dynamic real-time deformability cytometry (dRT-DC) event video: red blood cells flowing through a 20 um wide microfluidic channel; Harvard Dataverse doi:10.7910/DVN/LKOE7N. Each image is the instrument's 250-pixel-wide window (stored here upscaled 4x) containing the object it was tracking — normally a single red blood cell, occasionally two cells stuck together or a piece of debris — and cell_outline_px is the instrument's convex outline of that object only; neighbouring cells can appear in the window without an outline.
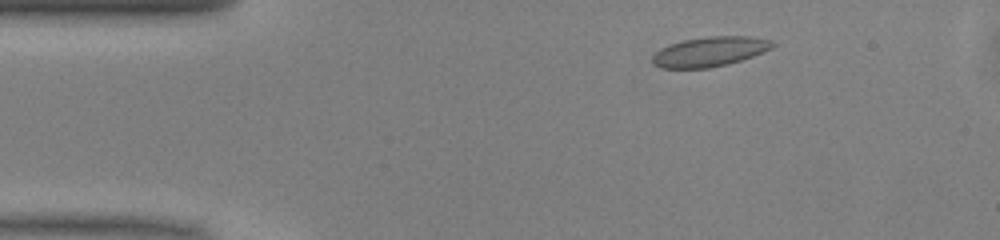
{"species": "common noctule bat (a hibernating species)", "species_latin": "Nyctalus noctula", "temperature_condition": "warm", "stored_images_in_passage": 37, "camera_frame_rate_fps": 3000, "um_per_image_px": 0.085, "animal": {"sex": "male", "body_mass_g": 13.0, "forearm_length_mm": 53.1}, "frame": {"image": 1, "passage_image": 5, "time_ms": 1.333, "image_size_px": [1000, 240], "cell_outline_px": [[776, 44], [772, 48], [752, 56], [728, 64], [708, 68], [660, 68], [652, 64], [652, 56], [660, 48], [668, 44], [684, 40], [708, 36], [752, 36], [772, 40]], "centroid_in_image_um": [60.31, 4.38], "position_along_channel_um": 24.7, "area_um2": 20.92}}
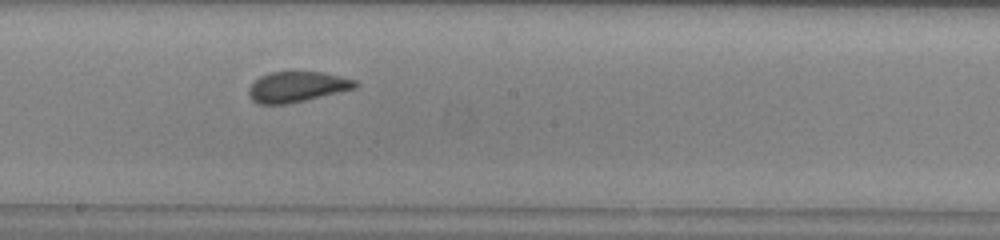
{"frame": {"image": 2, "passage_image": 24, "time_ms": 7.667, "image_size_px": [1000, 240], "cell_outline_px": [[360, 84], [356, 88], [288, 104], [260, 104], [252, 100], [248, 92], [248, 88], [260, 76], [272, 72], [320, 72], [340, 76], [356, 80]], "centroid_in_image_um": [25.26, 7.38], "position_along_channel_um": 222.9, "area_um2": 18.79}}
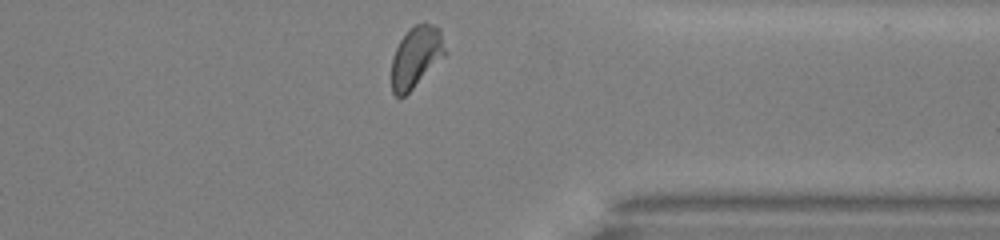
{"frame": {"image": 3, "passage_image": 36, "time_ms": 11.667, "image_size_px": [1000, 240], "cell_outline_px": [[448, 52], [404, 96], [396, 96], [392, 92], [392, 60], [396, 48], [400, 40], [416, 24], [428, 24], [440, 28]], "centroid_in_image_um": [35.39, 4.83], "position_along_channel_um": 376.0, "area_um2": 18.61}}